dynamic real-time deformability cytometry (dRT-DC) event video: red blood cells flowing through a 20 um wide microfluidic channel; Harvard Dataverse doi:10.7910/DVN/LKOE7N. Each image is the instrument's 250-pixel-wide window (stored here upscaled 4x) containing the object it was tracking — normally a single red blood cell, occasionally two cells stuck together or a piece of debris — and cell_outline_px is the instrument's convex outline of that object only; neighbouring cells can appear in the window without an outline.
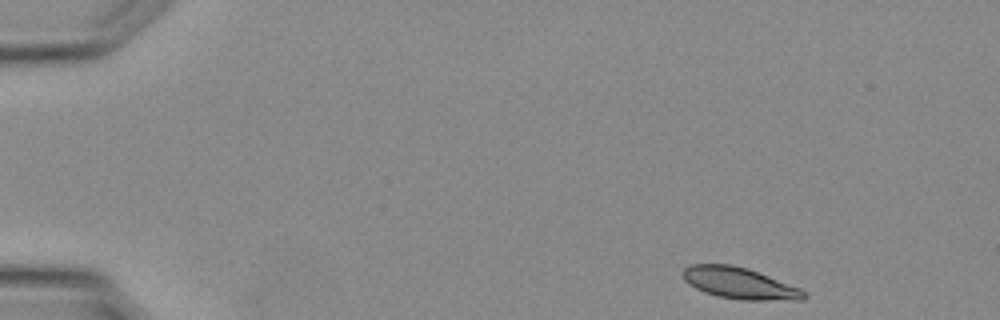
{"species": "Egyptian fruit bat (a non-hibernating species)", "species_latin": "Rousettus aegyptiacus", "temperature_condition": "warm", "stored_images_in_passage": 32, "camera_frame_rate_fps": 3000, "um_per_image_px": 0.085, "animal": {"sex": "female"}, "frame": {"image": 1, "passage_image": 1, "time_ms": 0.0, "image_size_px": [1000, 320], "cell_outline_px": [[808, 296], [804, 300], [740, 300], [716, 296], [704, 292], [696, 288], [684, 280], [684, 268], [692, 264], [732, 264], [748, 268], [800, 288], [808, 292]], "centroid_in_image_um": [62.91, 24.08], "position_along_channel_um": 22.1, "area_um2": 22.25}}
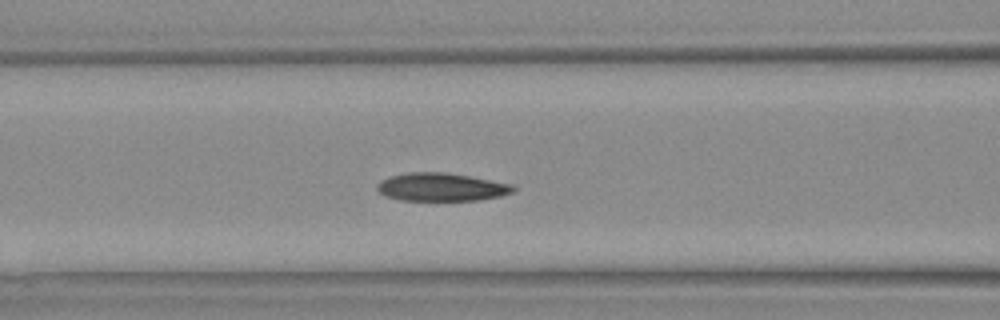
{"frame": {"image": 2, "passage_image": 12, "time_ms": 3.667, "image_size_px": [1000, 320], "cell_outline_px": [[516, 188], [512, 192], [500, 196], [480, 200], [400, 200], [384, 196], [376, 188], [376, 184], [380, 180], [392, 176], [408, 172], [444, 172], [468, 176], [512, 184]], "centroid_in_image_um": [37.48, 15.9], "position_along_channel_um": 129.1, "area_um2": 22.2}}
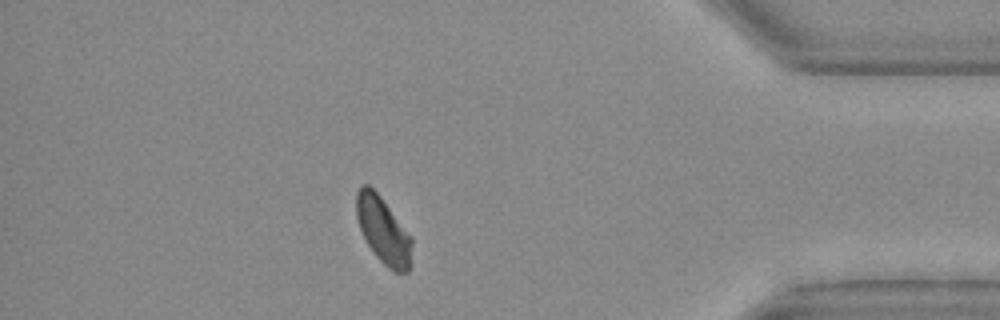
{"frame": {"image": 3, "passage_image": 28, "time_ms": 9.0, "image_size_px": [1000, 320], "cell_outline_px": [[412, 244], [408, 272], [396, 272], [388, 268], [376, 256], [368, 244], [360, 228], [356, 216], [356, 192], [360, 184], [368, 184], [380, 196], [412, 236]], "centroid_in_image_um": [32.56, 19.55], "position_along_channel_um": 402.6, "area_um2": 21.39}}